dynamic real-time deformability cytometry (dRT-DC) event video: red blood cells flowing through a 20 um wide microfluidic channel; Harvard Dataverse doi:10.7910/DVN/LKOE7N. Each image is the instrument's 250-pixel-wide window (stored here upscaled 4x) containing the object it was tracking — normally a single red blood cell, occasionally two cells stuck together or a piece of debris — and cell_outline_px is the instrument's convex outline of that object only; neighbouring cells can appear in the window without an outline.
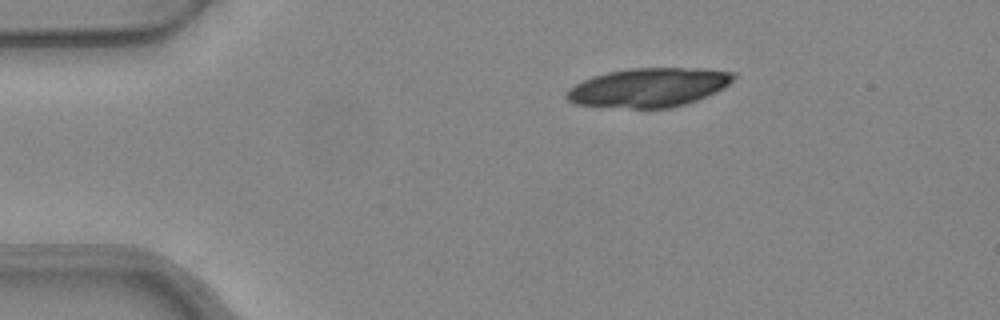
{"species": "common noctule bat (a hibernating species)", "species_latin": "Nyctalus noctula", "temperature_condition": "warm", "stored_images_in_passage": 6, "segment_of_instrument_passage": [2, 2], "camera_frame_rate_fps": 3000, "um_per_image_px": 0.085, "animal": {"sex": "female", "body_mass_g": 24.6, "forearm_length_mm": 56.2}, "frame": {"image": 1, "passage_image": 6, "time_ms": 1.667, "image_size_px": [1000, 320], "cell_outline_px": [[736, 76], [724, 88], [716, 92], [696, 100], [684, 104], [668, 108], [632, 108], [576, 104], [568, 100], [564, 96], [564, 92], [568, 88], [592, 76], [608, 72], [628, 68], [704, 68], [736, 72]], "centroid_in_image_um": [55.15, 7.42], "position_along_channel_um": 29.9, "area_um2": 37.97}}